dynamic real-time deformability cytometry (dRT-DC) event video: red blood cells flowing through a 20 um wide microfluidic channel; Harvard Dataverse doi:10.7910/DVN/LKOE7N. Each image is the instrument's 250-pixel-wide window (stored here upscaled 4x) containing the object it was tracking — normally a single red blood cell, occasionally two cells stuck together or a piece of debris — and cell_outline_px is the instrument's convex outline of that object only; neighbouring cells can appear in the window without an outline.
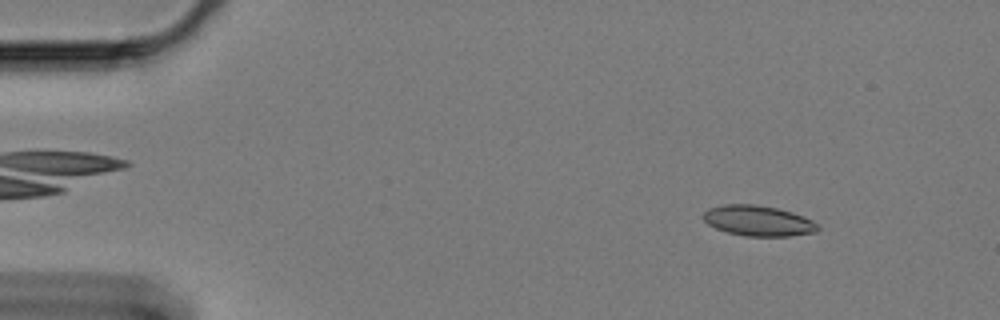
{"species": "Egyptian fruit bat (a non-hibernating species)", "species_latin": "Rousettus aegyptiacus", "temperature_condition": "cold", "stored_images_in_passage": 10, "camera_frame_rate_fps": 3000, "um_per_image_px": 0.085, "animal": {"sex": "female"}, "frame": {"image": 1, "passage_image": 3, "time_ms": 0.667, "image_size_px": [1000, 320], "cell_outline_px": [[820, 228], [816, 232], [788, 236], [748, 236], [728, 232], [716, 228], [708, 224], [700, 216], [708, 208], [724, 204], [756, 204], [776, 208], [792, 212], [804, 216], [820, 224]], "centroid_in_image_um": [64.45, 18.76], "position_along_channel_um": 20.5, "area_um2": 20.46}}